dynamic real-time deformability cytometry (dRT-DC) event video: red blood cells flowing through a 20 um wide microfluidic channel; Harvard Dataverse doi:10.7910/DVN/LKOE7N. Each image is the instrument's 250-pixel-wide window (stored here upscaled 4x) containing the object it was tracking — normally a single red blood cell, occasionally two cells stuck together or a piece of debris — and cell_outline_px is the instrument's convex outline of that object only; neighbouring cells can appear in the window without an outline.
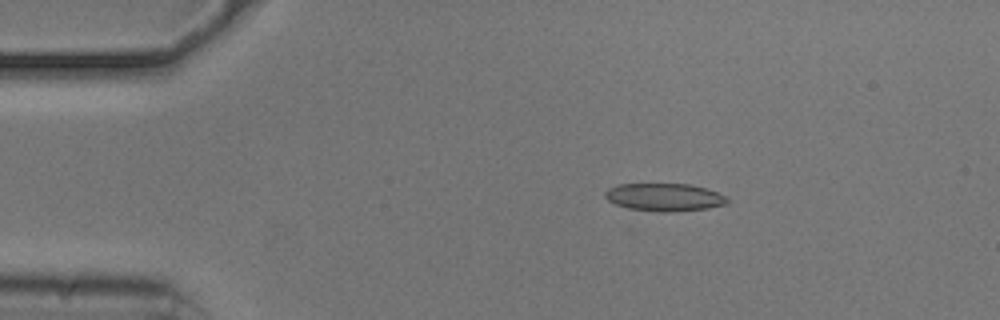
{"species": "common noctule bat (a hibernating species)", "species_latin": "Nyctalus noctula", "temperature_condition": "cold", "stored_images_in_passage": 54, "camera_frame_rate_fps": 3000, "um_per_image_px": 0.085, "animal": {"sex": "male", "body_mass_g": 20.5, "forearm_length_mm": 52.5}, "frame": {"image": 1, "passage_image": 10, "time_ms": 3.0, "image_size_px": [1000, 320], "cell_outline_px": [[728, 204], [708, 208], [672, 212], [664, 212], [628, 208], [616, 204], [608, 200], [604, 196], [604, 192], [608, 188], [620, 184], [692, 184], [716, 192], [724, 196], [728, 200]], "centroid_in_image_um": [56.46, 16.76], "position_along_channel_um": 28.5, "area_um2": 19.65}}
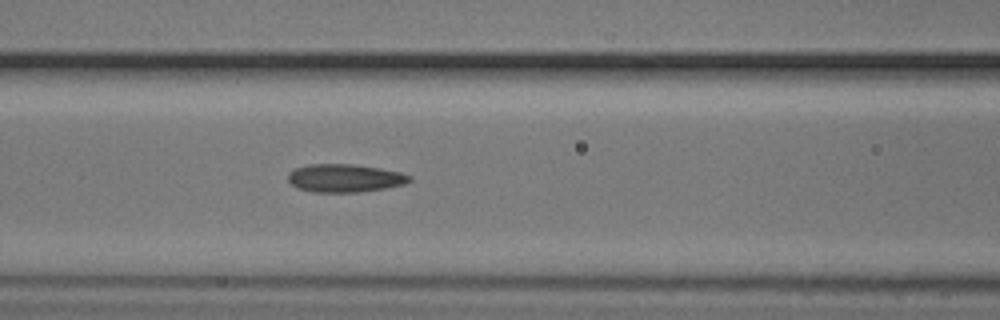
{"frame": {"image": 2, "passage_image": 23, "time_ms": 7.333, "image_size_px": [1000, 320], "cell_outline_px": [[412, 180], [404, 184], [384, 188], [356, 192], [316, 192], [300, 188], [292, 184], [288, 180], [288, 172], [296, 168], [308, 164], [352, 164], [380, 168], [400, 172], [412, 176]], "centroid_in_image_um": [29.32, 15.13], "position_along_channel_um": 137.3, "area_um2": 19.71}}
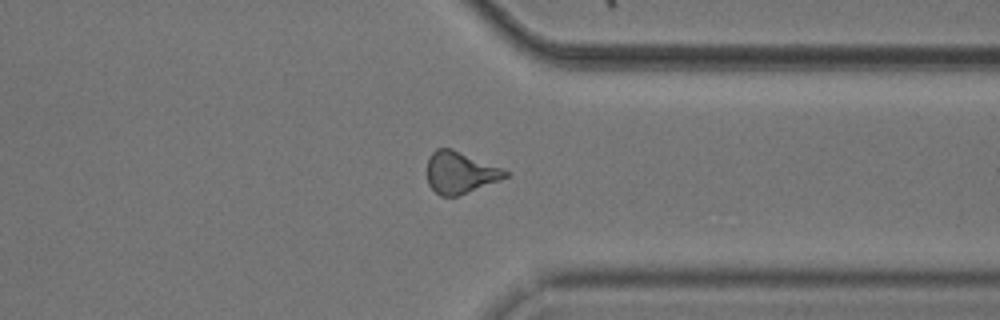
{"frame": {"image": 3, "passage_image": 42, "time_ms": 13.667, "image_size_px": [1000, 320], "cell_outline_px": [[508, 176], [500, 180], [456, 196], [440, 196], [428, 184], [428, 160], [432, 152], [436, 148], [452, 148], [500, 168], [508, 172]], "centroid_in_image_um": [39.08, 14.66], "position_along_channel_um": 372.3, "area_um2": 18.61}, "authors_computed_cell_mechanics": {"area_um2": 19.4497, "velocity_mm_per_s": 3.7473, "shape_relaxation_time_tau1_ms": 4.8258, "shape_relaxation_time_tau2_ms": 2.7349, "deformation_change_tau1": 0.1467, "deformation_change_tau2": 0.1252}}